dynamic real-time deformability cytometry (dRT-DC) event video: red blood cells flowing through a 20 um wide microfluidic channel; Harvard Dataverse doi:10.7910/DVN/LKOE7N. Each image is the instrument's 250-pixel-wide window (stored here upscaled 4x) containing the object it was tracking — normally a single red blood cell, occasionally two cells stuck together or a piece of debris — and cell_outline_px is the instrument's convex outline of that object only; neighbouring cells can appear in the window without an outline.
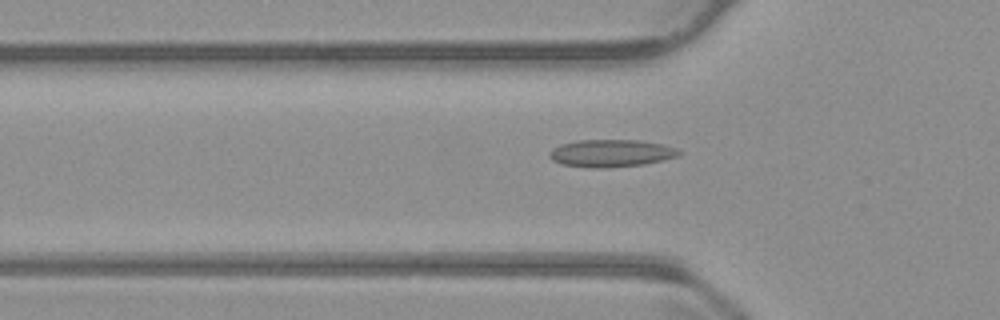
{"species": "common noctule bat (a hibernating species)", "species_latin": "Nyctalus noctula", "temperature_condition": "warm", "stored_images_in_passage": 44, "camera_frame_rate_fps": 3000, "um_per_image_px": 0.085, "animal": {"sex": "male", "body_mass_g": 23.1, "forearm_length_mm": 52.7}, "frame": {"image": 1, "passage_image": 17, "time_ms": 5.333, "image_size_px": [1000, 320], "cell_outline_px": [[684, 152], [680, 156], [664, 160], [644, 164], [608, 168], [592, 168], [560, 164], [552, 160], [548, 156], [548, 152], [552, 148], [560, 144], [576, 140], [640, 140], [664, 144], [680, 148]], "centroid_in_image_um": [51.98, 13.02], "position_along_channel_um": 73.8, "area_um2": 21.27}}
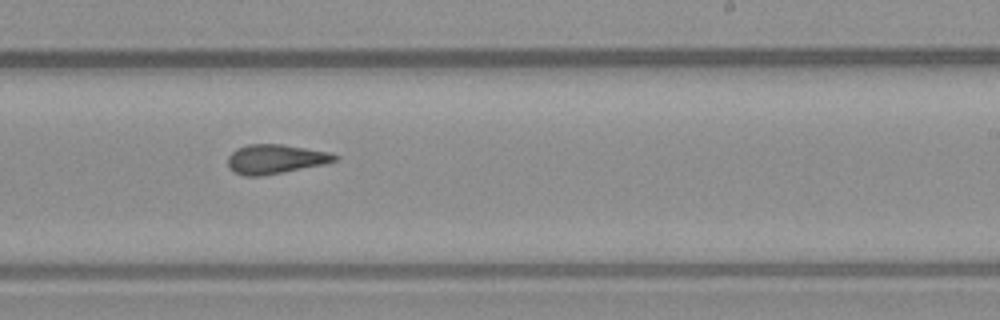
{"frame": {"image": 2, "passage_image": 32, "time_ms": 10.333, "image_size_px": [1000, 320], "cell_outline_px": [[340, 160], [324, 164], [260, 176], [244, 176], [232, 172], [228, 168], [228, 156], [236, 148], [248, 144], [280, 144], [332, 152], [340, 156]], "centroid_in_image_um": [23.42, 13.52], "position_along_channel_um": 265.6, "area_um2": 18.44}}
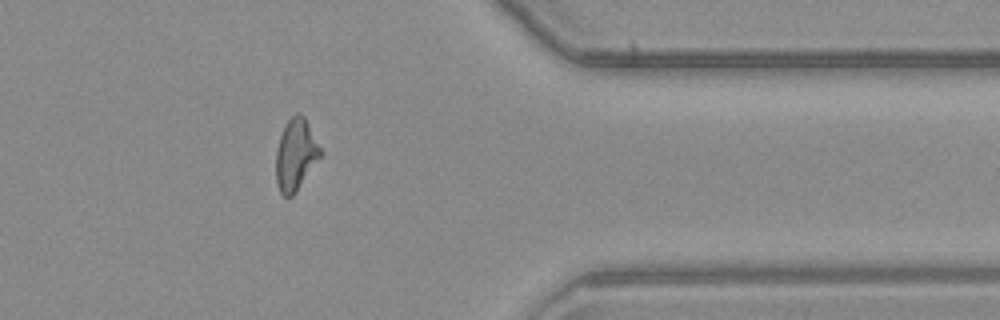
{"frame": {"image": 3, "passage_image": 43, "time_ms": 14.0, "image_size_px": [1000, 320], "cell_outline_px": [[324, 152], [292, 196], [284, 196], [280, 192], [276, 180], [276, 152], [280, 136], [284, 124], [296, 112], [304, 116]], "centroid_in_image_um": [25.14, 13.11], "position_along_channel_um": 386.3, "area_um2": 18.44}, "authors_computed_cell_mechanics": {"area_um2": 19.2185, "velocity_mm_per_s": 3.8172, "shape_relaxation_time_tau1_ms": null, "shape_relaxation_time_tau2_ms": 2.9137, "deformation_change_tau1": null, "deformation_change_tau2": 0.116}}